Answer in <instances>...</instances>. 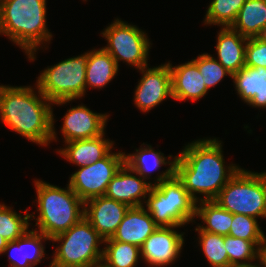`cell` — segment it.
Wrapping results in <instances>:
<instances>
[{
    "mask_svg": "<svg viewBox=\"0 0 266 267\" xmlns=\"http://www.w3.org/2000/svg\"><path fill=\"white\" fill-rule=\"evenodd\" d=\"M259 261V262H258ZM257 267H266V236H263L261 243L258 246V260Z\"/></svg>",
    "mask_w": 266,
    "mask_h": 267,
    "instance_id": "34",
    "label": "cell"
},
{
    "mask_svg": "<svg viewBox=\"0 0 266 267\" xmlns=\"http://www.w3.org/2000/svg\"><path fill=\"white\" fill-rule=\"evenodd\" d=\"M158 227L144 206L129 207L112 238L141 248Z\"/></svg>",
    "mask_w": 266,
    "mask_h": 267,
    "instance_id": "16",
    "label": "cell"
},
{
    "mask_svg": "<svg viewBox=\"0 0 266 267\" xmlns=\"http://www.w3.org/2000/svg\"><path fill=\"white\" fill-rule=\"evenodd\" d=\"M128 209L127 204L103 195L84 202V217L105 240L115 234Z\"/></svg>",
    "mask_w": 266,
    "mask_h": 267,
    "instance_id": "13",
    "label": "cell"
},
{
    "mask_svg": "<svg viewBox=\"0 0 266 267\" xmlns=\"http://www.w3.org/2000/svg\"><path fill=\"white\" fill-rule=\"evenodd\" d=\"M119 67L114 58L102 47L88 52L85 78L87 88L102 89L116 76Z\"/></svg>",
    "mask_w": 266,
    "mask_h": 267,
    "instance_id": "22",
    "label": "cell"
},
{
    "mask_svg": "<svg viewBox=\"0 0 266 267\" xmlns=\"http://www.w3.org/2000/svg\"><path fill=\"white\" fill-rule=\"evenodd\" d=\"M133 174H136L139 178ZM152 185V182H146L124 163L109 182L105 196L125 203L129 207L143 206Z\"/></svg>",
    "mask_w": 266,
    "mask_h": 267,
    "instance_id": "15",
    "label": "cell"
},
{
    "mask_svg": "<svg viewBox=\"0 0 266 267\" xmlns=\"http://www.w3.org/2000/svg\"><path fill=\"white\" fill-rule=\"evenodd\" d=\"M245 67L266 68V40L263 37L248 38L245 47Z\"/></svg>",
    "mask_w": 266,
    "mask_h": 267,
    "instance_id": "33",
    "label": "cell"
},
{
    "mask_svg": "<svg viewBox=\"0 0 266 267\" xmlns=\"http://www.w3.org/2000/svg\"><path fill=\"white\" fill-rule=\"evenodd\" d=\"M214 201L232 214L266 218V172L240 168Z\"/></svg>",
    "mask_w": 266,
    "mask_h": 267,
    "instance_id": "7",
    "label": "cell"
},
{
    "mask_svg": "<svg viewBox=\"0 0 266 267\" xmlns=\"http://www.w3.org/2000/svg\"><path fill=\"white\" fill-rule=\"evenodd\" d=\"M59 242L49 267H95L102 262L104 239L83 217L70 229L50 239Z\"/></svg>",
    "mask_w": 266,
    "mask_h": 267,
    "instance_id": "6",
    "label": "cell"
},
{
    "mask_svg": "<svg viewBox=\"0 0 266 267\" xmlns=\"http://www.w3.org/2000/svg\"><path fill=\"white\" fill-rule=\"evenodd\" d=\"M229 236L247 241H261L264 232L261 230L256 218L248 215L233 214Z\"/></svg>",
    "mask_w": 266,
    "mask_h": 267,
    "instance_id": "32",
    "label": "cell"
},
{
    "mask_svg": "<svg viewBox=\"0 0 266 267\" xmlns=\"http://www.w3.org/2000/svg\"><path fill=\"white\" fill-rule=\"evenodd\" d=\"M144 145V146H142ZM139 149H135L136 153L124 154L125 163L143 179H150V176L154 170L160 169L161 165L175 166V157L173 161H169L172 155L167 157L160 151H155L151 145L142 144Z\"/></svg>",
    "mask_w": 266,
    "mask_h": 267,
    "instance_id": "25",
    "label": "cell"
},
{
    "mask_svg": "<svg viewBox=\"0 0 266 267\" xmlns=\"http://www.w3.org/2000/svg\"><path fill=\"white\" fill-rule=\"evenodd\" d=\"M109 115L93 112L85 105L72 107L63 117L64 142L95 138L104 133Z\"/></svg>",
    "mask_w": 266,
    "mask_h": 267,
    "instance_id": "14",
    "label": "cell"
},
{
    "mask_svg": "<svg viewBox=\"0 0 266 267\" xmlns=\"http://www.w3.org/2000/svg\"><path fill=\"white\" fill-rule=\"evenodd\" d=\"M217 60L232 75L245 67V47L248 38L231 27H222L217 35Z\"/></svg>",
    "mask_w": 266,
    "mask_h": 267,
    "instance_id": "21",
    "label": "cell"
},
{
    "mask_svg": "<svg viewBox=\"0 0 266 267\" xmlns=\"http://www.w3.org/2000/svg\"><path fill=\"white\" fill-rule=\"evenodd\" d=\"M169 68L172 77L173 99L197 101L207 94L208 89L204 78L193 59L178 66H172L169 63Z\"/></svg>",
    "mask_w": 266,
    "mask_h": 267,
    "instance_id": "17",
    "label": "cell"
},
{
    "mask_svg": "<svg viewBox=\"0 0 266 267\" xmlns=\"http://www.w3.org/2000/svg\"><path fill=\"white\" fill-rule=\"evenodd\" d=\"M231 28L244 37H262L266 30V1L246 0Z\"/></svg>",
    "mask_w": 266,
    "mask_h": 267,
    "instance_id": "23",
    "label": "cell"
},
{
    "mask_svg": "<svg viewBox=\"0 0 266 267\" xmlns=\"http://www.w3.org/2000/svg\"><path fill=\"white\" fill-rule=\"evenodd\" d=\"M246 0H212L206 11L205 25L231 27Z\"/></svg>",
    "mask_w": 266,
    "mask_h": 267,
    "instance_id": "29",
    "label": "cell"
},
{
    "mask_svg": "<svg viewBox=\"0 0 266 267\" xmlns=\"http://www.w3.org/2000/svg\"><path fill=\"white\" fill-rule=\"evenodd\" d=\"M221 143L216 138L192 141L175 158L174 174L196 202L214 200L240 169L235 164L224 165Z\"/></svg>",
    "mask_w": 266,
    "mask_h": 267,
    "instance_id": "1",
    "label": "cell"
},
{
    "mask_svg": "<svg viewBox=\"0 0 266 267\" xmlns=\"http://www.w3.org/2000/svg\"><path fill=\"white\" fill-rule=\"evenodd\" d=\"M88 52L48 66L38 76L36 86L53 103L63 105L86 93V64Z\"/></svg>",
    "mask_w": 266,
    "mask_h": 267,
    "instance_id": "8",
    "label": "cell"
},
{
    "mask_svg": "<svg viewBox=\"0 0 266 267\" xmlns=\"http://www.w3.org/2000/svg\"><path fill=\"white\" fill-rule=\"evenodd\" d=\"M143 74L135 89L134 103L143 112H149L172 95V77L168 63L154 68L139 69Z\"/></svg>",
    "mask_w": 266,
    "mask_h": 267,
    "instance_id": "11",
    "label": "cell"
},
{
    "mask_svg": "<svg viewBox=\"0 0 266 267\" xmlns=\"http://www.w3.org/2000/svg\"><path fill=\"white\" fill-rule=\"evenodd\" d=\"M101 34L108 42L103 48L114 58L118 67L120 61L138 70L148 66L151 43L145 31L117 18Z\"/></svg>",
    "mask_w": 266,
    "mask_h": 267,
    "instance_id": "9",
    "label": "cell"
},
{
    "mask_svg": "<svg viewBox=\"0 0 266 267\" xmlns=\"http://www.w3.org/2000/svg\"><path fill=\"white\" fill-rule=\"evenodd\" d=\"M261 241H247L229 235L224 236V245L228 253V267L257 266L253 260L258 259V246Z\"/></svg>",
    "mask_w": 266,
    "mask_h": 267,
    "instance_id": "27",
    "label": "cell"
},
{
    "mask_svg": "<svg viewBox=\"0 0 266 267\" xmlns=\"http://www.w3.org/2000/svg\"><path fill=\"white\" fill-rule=\"evenodd\" d=\"M46 0H0V34L7 36L35 60L39 45L50 42Z\"/></svg>",
    "mask_w": 266,
    "mask_h": 267,
    "instance_id": "3",
    "label": "cell"
},
{
    "mask_svg": "<svg viewBox=\"0 0 266 267\" xmlns=\"http://www.w3.org/2000/svg\"><path fill=\"white\" fill-rule=\"evenodd\" d=\"M95 267H107L106 265H104L102 262L98 263Z\"/></svg>",
    "mask_w": 266,
    "mask_h": 267,
    "instance_id": "36",
    "label": "cell"
},
{
    "mask_svg": "<svg viewBox=\"0 0 266 267\" xmlns=\"http://www.w3.org/2000/svg\"><path fill=\"white\" fill-rule=\"evenodd\" d=\"M199 234V244L212 267H228V253L224 245V236L195 228Z\"/></svg>",
    "mask_w": 266,
    "mask_h": 267,
    "instance_id": "30",
    "label": "cell"
},
{
    "mask_svg": "<svg viewBox=\"0 0 266 267\" xmlns=\"http://www.w3.org/2000/svg\"><path fill=\"white\" fill-rule=\"evenodd\" d=\"M193 61L197 64L208 90L221 82L225 76L232 77V74L226 70L218 60L208 53L199 54Z\"/></svg>",
    "mask_w": 266,
    "mask_h": 267,
    "instance_id": "31",
    "label": "cell"
},
{
    "mask_svg": "<svg viewBox=\"0 0 266 267\" xmlns=\"http://www.w3.org/2000/svg\"><path fill=\"white\" fill-rule=\"evenodd\" d=\"M7 241L0 235V255L3 254L4 249L7 246Z\"/></svg>",
    "mask_w": 266,
    "mask_h": 267,
    "instance_id": "35",
    "label": "cell"
},
{
    "mask_svg": "<svg viewBox=\"0 0 266 267\" xmlns=\"http://www.w3.org/2000/svg\"><path fill=\"white\" fill-rule=\"evenodd\" d=\"M236 93L249 106L266 108V68L244 67L231 77Z\"/></svg>",
    "mask_w": 266,
    "mask_h": 267,
    "instance_id": "20",
    "label": "cell"
},
{
    "mask_svg": "<svg viewBox=\"0 0 266 267\" xmlns=\"http://www.w3.org/2000/svg\"><path fill=\"white\" fill-rule=\"evenodd\" d=\"M178 227H158L144 242L141 250L149 267H164L175 261L184 244V234L177 232Z\"/></svg>",
    "mask_w": 266,
    "mask_h": 267,
    "instance_id": "12",
    "label": "cell"
},
{
    "mask_svg": "<svg viewBox=\"0 0 266 267\" xmlns=\"http://www.w3.org/2000/svg\"><path fill=\"white\" fill-rule=\"evenodd\" d=\"M105 132L95 138L73 140L65 142L66 147L57 152L67 161L79 167L95 163L106 157L113 148V141L105 139Z\"/></svg>",
    "mask_w": 266,
    "mask_h": 267,
    "instance_id": "19",
    "label": "cell"
},
{
    "mask_svg": "<svg viewBox=\"0 0 266 267\" xmlns=\"http://www.w3.org/2000/svg\"><path fill=\"white\" fill-rule=\"evenodd\" d=\"M265 40H266V30L265 32L263 33V36H262Z\"/></svg>",
    "mask_w": 266,
    "mask_h": 267,
    "instance_id": "37",
    "label": "cell"
},
{
    "mask_svg": "<svg viewBox=\"0 0 266 267\" xmlns=\"http://www.w3.org/2000/svg\"><path fill=\"white\" fill-rule=\"evenodd\" d=\"M102 263L107 267H135L140 259L141 250L138 246L119 242L112 237L105 239Z\"/></svg>",
    "mask_w": 266,
    "mask_h": 267,
    "instance_id": "26",
    "label": "cell"
},
{
    "mask_svg": "<svg viewBox=\"0 0 266 267\" xmlns=\"http://www.w3.org/2000/svg\"><path fill=\"white\" fill-rule=\"evenodd\" d=\"M31 86L0 85V119L9 129L41 146L56 140L53 103Z\"/></svg>",
    "mask_w": 266,
    "mask_h": 267,
    "instance_id": "2",
    "label": "cell"
},
{
    "mask_svg": "<svg viewBox=\"0 0 266 267\" xmlns=\"http://www.w3.org/2000/svg\"><path fill=\"white\" fill-rule=\"evenodd\" d=\"M39 214L36 231L48 238L70 229L84 217V202L70 188H61L42 180H34ZM82 208V209H81Z\"/></svg>",
    "mask_w": 266,
    "mask_h": 267,
    "instance_id": "5",
    "label": "cell"
},
{
    "mask_svg": "<svg viewBox=\"0 0 266 267\" xmlns=\"http://www.w3.org/2000/svg\"><path fill=\"white\" fill-rule=\"evenodd\" d=\"M25 215L13 211L11 207L0 204V235L7 241H16L23 236L29 229V220L35 217L34 213ZM23 216V217H22Z\"/></svg>",
    "mask_w": 266,
    "mask_h": 267,
    "instance_id": "28",
    "label": "cell"
},
{
    "mask_svg": "<svg viewBox=\"0 0 266 267\" xmlns=\"http://www.w3.org/2000/svg\"><path fill=\"white\" fill-rule=\"evenodd\" d=\"M145 201L146 210L159 227H181L193 222L196 201L169 166L157 175Z\"/></svg>",
    "mask_w": 266,
    "mask_h": 267,
    "instance_id": "4",
    "label": "cell"
},
{
    "mask_svg": "<svg viewBox=\"0 0 266 267\" xmlns=\"http://www.w3.org/2000/svg\"><path fill=\"white\" fill-rule=\"evenodd\" d=\"M124 154L110 152L101 160L80 167L69 178L70 188L83 202L105 195L109 182L125 163Z\"/></svg>",
    "mask_w": 266,
    "mask_h": 267,
    "instance_id": "10",
    "label": "cell"
},
{
    "mask_svg": "<svg viewBox=\"0 0 266 267\" xmlns=\"http://www.w3.org/2000/svg\"><path fill=\"white\" fill-rule=\"evenodd\" d=\"M195 217L200 218L206 224L205 226L197 225L200 230L222 236L229 235L233 214L223 209L214 200L196 202Z\"/></svg>",
    "mask_w": 266,
    "mask_h": 267,
    "instance_id": "24",
    "label": "cell"
},
{
    "mask_svg": "<svg viewBox=\"0 0 266 267\" xmlns=\"http://www.w3.org/2000/svg\"><path fill=\"white\" fill-rule=\"evenodd\" d=\"M50 240L43 233L28 230L16 241L7 243L4 253L9 252L10 267H34L45 257L43 241Z\"/></svg>",
    "mask_w": 266,
    "mask_h": 267,
    "instance_id": "18",
    "label": "cell"
}]
</instances>
